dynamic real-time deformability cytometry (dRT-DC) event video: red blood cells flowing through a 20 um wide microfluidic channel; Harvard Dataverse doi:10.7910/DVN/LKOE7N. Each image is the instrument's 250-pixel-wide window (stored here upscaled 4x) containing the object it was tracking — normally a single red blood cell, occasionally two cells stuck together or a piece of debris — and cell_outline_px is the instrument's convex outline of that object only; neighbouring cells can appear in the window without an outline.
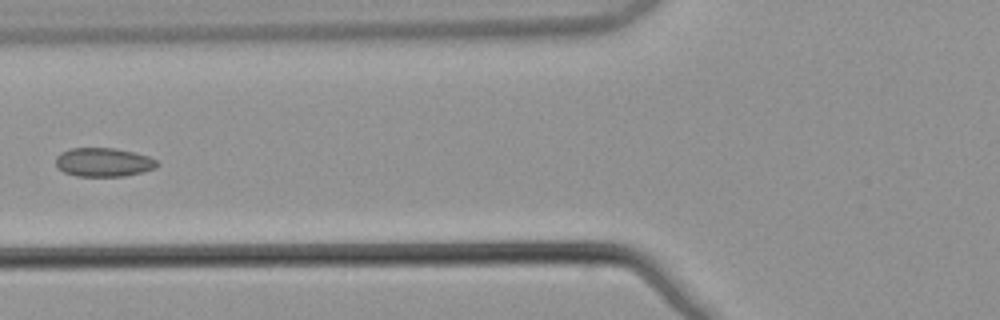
{"species": "common noctule bat (a hibernating species)", "species_latin": "Nyctalus noctula", "temperature_condition": "warm", "stored_images_in_passage": 7, "camera_frame_rate_fps": 3000, "um_per_image_px": 0.085, "animal": {"sex": "male", "body_mass_g": 21.5, "forearm_length_mm": 52.0}, "frame": {"image": 1, "passage_image": 6, "time_ms": 1.667, "image_size_px": [1000, 320], "cell_outline_px": [[160, 164], [156, 168], [124, 176], [76, 176], [64, 172], [56, 168], [56, 156], [60, 152], [72, 148], [116, 148], [148, 156], [156, 160]], "centroid_in_image_um": [8.77, 13.79], "position_along_channel_um": 117.0, "area_um2": 17.05}}
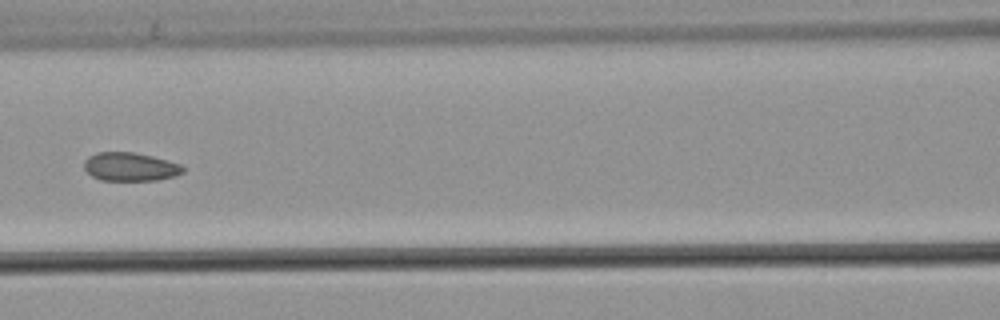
{"frame": {"image": 2, "passage_image": 7, "time_ms": 2.0, "image_size_px": [1000, 320], "cell_outline_px": [[184, 172], [176, 176], [156, 180], [100, 180], [92, 176], [84, 168], [84, 160], [88, 156], [96, 152], [136, 152], [152, 156], [180, 164], [184, 168]], "centroid_in_image_um": [11.06, 14.17], "position_along_channel_um": 155.5, "area_um2": 16.47}}